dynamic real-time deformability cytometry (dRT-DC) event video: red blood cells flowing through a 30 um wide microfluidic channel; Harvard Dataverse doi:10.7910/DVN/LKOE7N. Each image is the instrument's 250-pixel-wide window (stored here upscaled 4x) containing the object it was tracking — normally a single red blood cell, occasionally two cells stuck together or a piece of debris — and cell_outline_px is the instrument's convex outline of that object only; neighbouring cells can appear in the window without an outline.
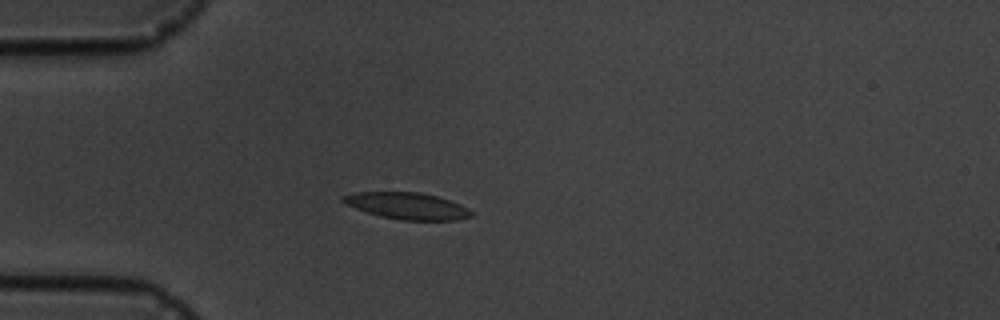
{"species": "common noctule bat (a hibernating species)", "species_latin": "Nyctalus noctula", "temperature_condition": "cold", "stored_images_in_passage": 6, "camera_frame_rate_fps": 3000, "um_per_image_px": 0.085, "animal": {"sex": "male", "body_mass_g": 19.5, "forearm_length_mm": 54.6}, "frame": {"image": 1, "passage_image": 4, "time_ms": 4.333, "image_size_px": [1000, 320], "cell_outline_px": [[472, 216], [460, 220], [400, 220], [380, 216], [344, 204], [340, 200], [340, 196], [356, 192], [420, 192], [436, 196], [460, 204], [468, 208], [472, 212]], "centroid_in_image_um": [34.59, 17.5], "position_along_channel_um": 50.4, "area_um2": 19.94}}
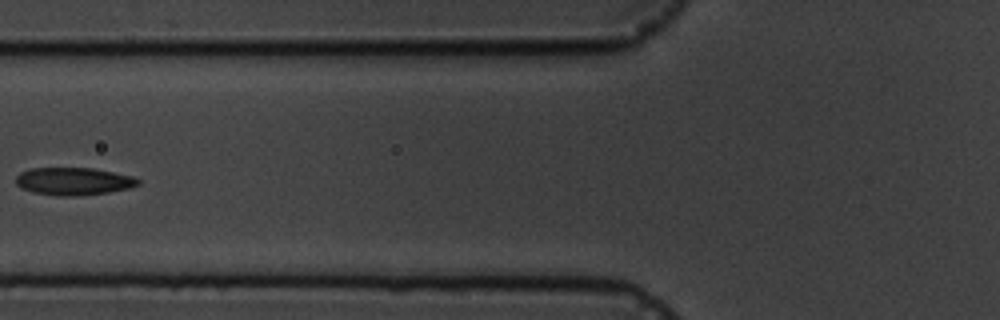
{"frame": {"image": 2, "passage_image": 6, "time_ms": 6.667, "image_size_px": [1000, 320], "cell_outline_px": [[140, 184], [128, 188], [108, 192], [72, 196], [60, 196], [32, 192], [20, 188], [16, 184], [16, 176], [20, 172], [32, 168], [92, 168], [132, 176], [140, 180]], "centroid_in_image_um": [6.22, 15.41], "position_along_channel_um": 119.6, "area_um2": 19.54}}